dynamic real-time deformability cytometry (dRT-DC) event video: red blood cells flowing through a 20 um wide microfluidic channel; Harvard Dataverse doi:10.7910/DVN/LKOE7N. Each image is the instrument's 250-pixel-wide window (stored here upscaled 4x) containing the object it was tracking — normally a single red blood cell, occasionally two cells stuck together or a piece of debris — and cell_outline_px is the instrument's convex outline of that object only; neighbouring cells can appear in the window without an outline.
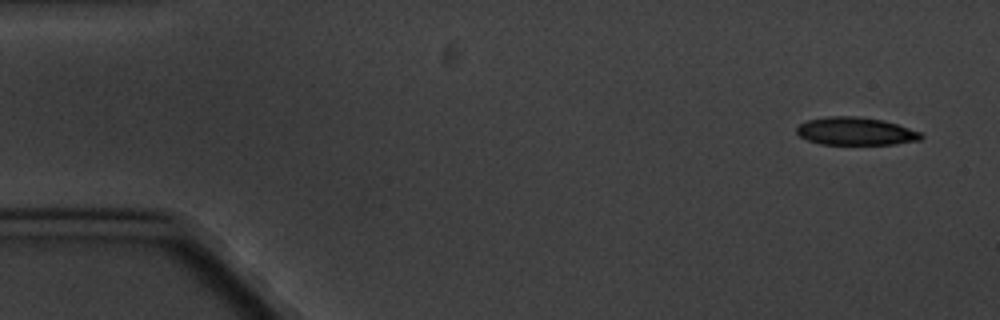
{"species": "common noctule bat (a hibernating species)", "species_latin": "Nyctalus noctula", "temperature_condition": "cold", "stored_images_in_passage": 5, "camera_frame_rate_fps": 3000, "um_per_image_px": 0.085, "animal": {"sex": "male", "body_mass_g": 20.1, "forearm_length_mm": 53.5}, "frame": {"image": 1, "passage_image": 1, "time_ms": 0.0, "image_size_px": [1000, 320], "cell_outline_px": [[924, 136], [920, 140], [896, 144], [820, 144], [808, 140], [800, 136], [796, 132], [796, 128], [800, 124], [808, 120], [828, 116], [856, 116], [884, 120], [920, 132]], "centroid_in_image_um": [72.72, 11.15], "position_along_channel_um": 12.3, "area_um2": 20.11}}
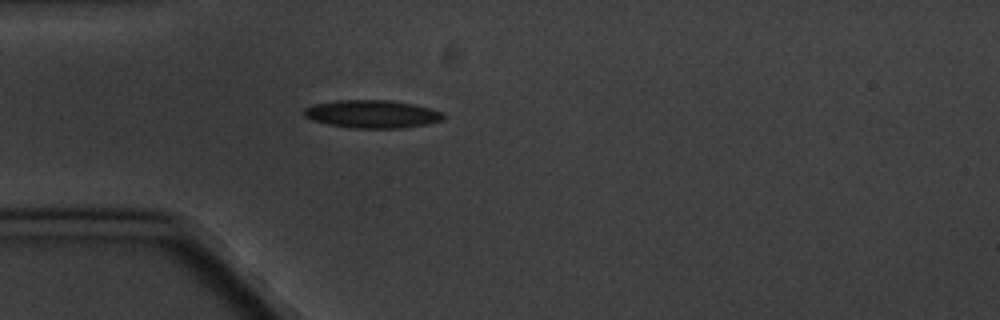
{"frame": {"image": 2, "passage_image": 5, "time_ms": 4.333, "image_size_px": [1000, 320], "cell_outline_px": [[444, 120], [424, 124], [400, 128], [352, 128], [328, 124], [312, 120], [304, 116], [300, 112], [304, 108], [316, 104], [336, 100], [392, 100], [412, 104], [444, 112]], "centroid_in_image_um": [31.6, 9.69], "position_along_channel_um": 53.4, "area_um2": 22.66}}